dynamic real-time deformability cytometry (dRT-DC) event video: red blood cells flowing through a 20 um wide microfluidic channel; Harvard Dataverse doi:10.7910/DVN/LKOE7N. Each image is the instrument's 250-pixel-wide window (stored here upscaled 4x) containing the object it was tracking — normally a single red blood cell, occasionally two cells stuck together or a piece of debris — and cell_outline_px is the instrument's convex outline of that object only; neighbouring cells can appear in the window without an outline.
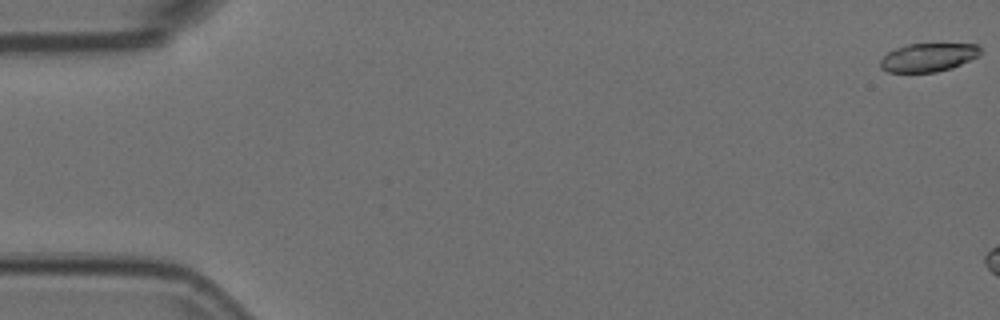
{"species": "Egyptian fruit bat (a non-hibernating species)", "species_latin": "Rousettus aegyptiacus", "temperature_condition": "room temperature", "stored_images_in_passage": 5, "camera_frame_rate_fps": 3000, "um_per_image_px": 0.085, "animal": {"sex": "female"}, "frame": {"image": 1, "passage_image": 1, "time_ms": 0.0, "image_size_px": [1000, 320], "cell_outline_px": [[980, 52], [976, 56], [952, 68], [936, 72], [888, 72], [880, 68], [880, 60], [888, 52], [896, 48], [908, 44], [976, 44], [980, 48]], "centroid_in_image_um": [78.85, 4.88], "position_along_channel_um": 6.2, "area_um2": 16.36}}